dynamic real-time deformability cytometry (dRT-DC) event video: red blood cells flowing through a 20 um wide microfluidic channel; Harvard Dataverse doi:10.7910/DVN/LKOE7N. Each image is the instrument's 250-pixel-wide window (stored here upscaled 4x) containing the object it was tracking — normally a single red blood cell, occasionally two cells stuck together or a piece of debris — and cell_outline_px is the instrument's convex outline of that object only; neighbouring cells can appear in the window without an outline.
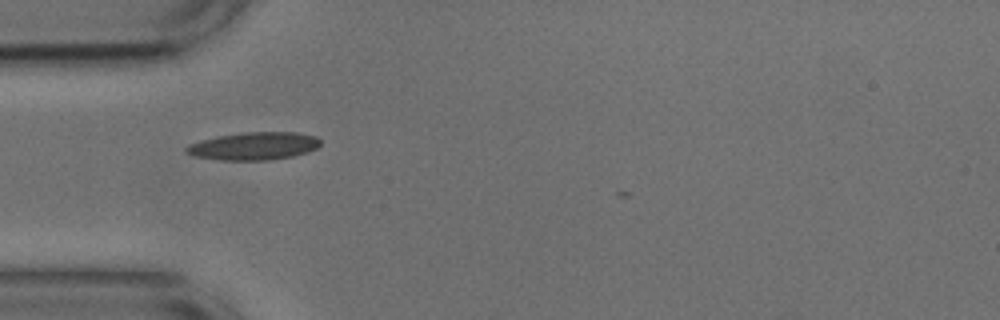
{"species": "common noctule bat (a hibernating species)", "species_latin": "Nyctalus noctula", "temperature_condition": "cold", "stored_images_in_passage": 4, "camera_frame_rate_fps": 3000, "um_per_image_px": 0.085, "animal": {"sex": "male", "body_mass_g": 17.9, "forearm_length_mm": 54.2}, "frame": {"image": 1, "passage_image": 2, "time_ms": 0.333, "image_size_px": [1000, 320], "cell_outline_px": [[320, 144], [316, 148], [308, 152], [292, 156], [272, 160], [220, 160], [192, 156], [184, 152], [184, 148], [188, 144], [200, 140], [220, 136], [244, 132], [296, 132], [316, 136], [320, 140]], "centroid_in_image_um": [21.55, 12.42], "position_along_channel_um": 63.5, "area_um2": 21.85}}